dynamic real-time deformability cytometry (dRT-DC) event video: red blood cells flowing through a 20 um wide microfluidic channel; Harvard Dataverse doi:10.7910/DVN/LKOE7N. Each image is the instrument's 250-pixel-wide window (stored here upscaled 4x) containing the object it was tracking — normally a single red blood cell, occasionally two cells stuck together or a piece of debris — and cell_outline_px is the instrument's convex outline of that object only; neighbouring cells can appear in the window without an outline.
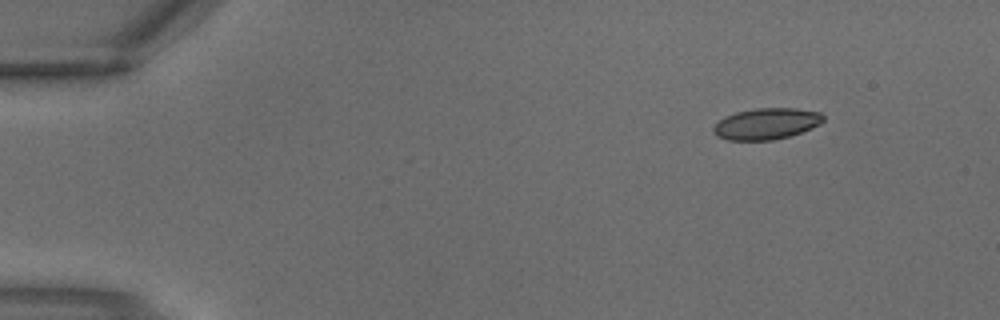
{"species": "common noctule bat (a hibernating species)", "species_latin": "Nyctalus noctula", "temperature_condition": "warm", "stored_images_in_passage": 4, "segment_of_instrument_passage": [2, 2], "camera_frame_rate_fps": 3000, "um_per_image_px": 0.085, "animal": {"sex": "male", "body_mass_g": 18.8}, "frame": {"image": 1, "passage_image": 4, "time_ms": 1.0, "image_size_px": [1000, 320], "cell_outline_px": [[824, 120], [820, 124], [812, 128], [788, 136], [772, 140], [728, 140], [716, 136], [712, 132], [712, 128], [724, 116], [736, 112], [756, 108], [796, 108], [820, 112], [824, 116]], "centroid_in_image_um": [65.13, 10.51], "position_along_channel_um": 19.9, "area_um2": 20.06}}